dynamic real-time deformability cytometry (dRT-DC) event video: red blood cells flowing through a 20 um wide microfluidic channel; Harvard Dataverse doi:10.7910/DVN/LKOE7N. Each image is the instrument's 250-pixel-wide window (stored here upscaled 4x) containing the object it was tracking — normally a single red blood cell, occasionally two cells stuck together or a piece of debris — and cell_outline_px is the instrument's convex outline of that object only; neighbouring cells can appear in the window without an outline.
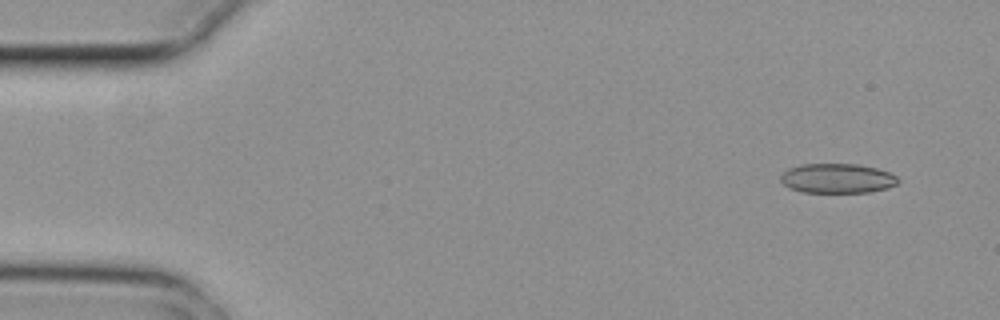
{"species": "common noctule bat (a hibernating species)", "species_latin": "Nyctalus noctula", "temperature_condition": "cold", "stored_images_in_passage": 6, "camera_frame_rate_fps": 3000, "um_per_image_px": 0.085, "animal": {"sex": "female", "body_mass_g": 29.2, "forearm_length_mm": 56.3}, "frame": {"image": 1, "passage_image": 2, "time_ms": 0.333, "image_size_px": [1000, 320], "cell_outline_px": [[900, 180], [896, 184], [888, 188], [868, 192], [800, 192], [788, 188], [780, 180], [780, 176], [788, 168], [800, 164], [856, 164], [876, 168], [888, 172], [896, 176]], "centroid_in_image_um": [71.14, 15.16], "position_along_channel_um": 13.9, "area_um2": 20.29}}
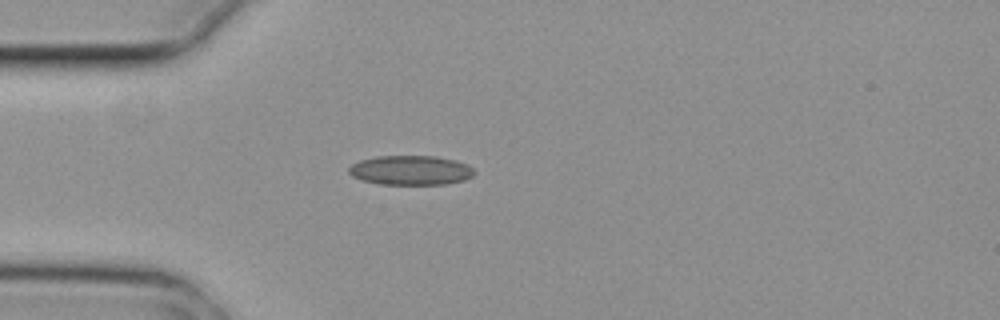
{"frame": {"image": 2, "passage_image": 5, "time_ms": 1.333, "image_size_px": [1000, 320], "cell_outline_px": [[476, 172], [472, 176], [464, 180], [444, 184], [380, 184], [360, 180], [352, 176], [348, 172], [348, 168], [352, 164], [360, 160], [376, 156], [436, 156], [456, 160], [468, 164]], "centroid_in_image_um": [34.9, 14.47], "position_along_channel_um": 50.1, "area_um2": 21.68}}